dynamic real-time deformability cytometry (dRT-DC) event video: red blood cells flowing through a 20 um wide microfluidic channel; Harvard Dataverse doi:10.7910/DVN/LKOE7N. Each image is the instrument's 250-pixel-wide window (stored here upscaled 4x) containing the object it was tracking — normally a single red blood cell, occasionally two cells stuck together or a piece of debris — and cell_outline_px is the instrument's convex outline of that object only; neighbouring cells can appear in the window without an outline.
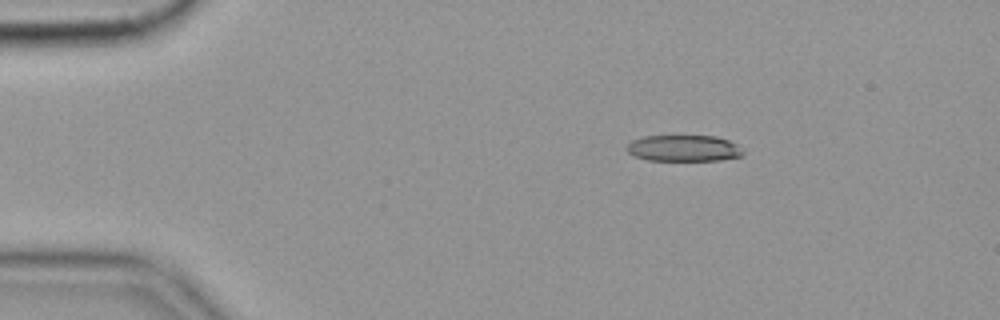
{"species": "common noctule bat (a hibernating species)", "species_latin": "Nyctalus noctula", "temperature_condition": "cold", "stored_images_in_passage": 48, "camera_frame_rate_fps": 3000, "um_per_image_px": 0.085, "animal": {"sex": "female", "body_mass_g": 19.9}, "frame": {"image": 1, "passage_image": 1, "time_ms": 0.0, "image_size_px": [1000, 320], "cell_outline_px": [[744, 152], [740, 156], [720, 160], [648, 160], [636, 156], [628, 152], [624, 148], [632, 140], [644, 136], [716, 136], [728, 140], [736, 144]], "centroid_in_image_um": [58.09, 12.59], "position_along_channel_um": 26.9, "area_um2": 17.69}}
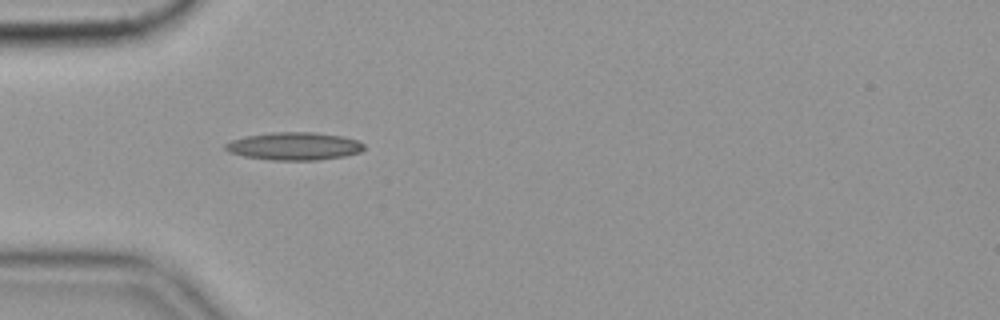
{"frame": {"image": 2, "passage_image": 9, "time_ms": 2.667, "image_size_px": [1000, 320], "cell_outline_px": [[364, 148], [360, 152], [344, 156], [316, 160], [272, 160], [244, 156], [228, 152], [224, 148], [224, 144], [232, 140], [248, 136], [272, 132], [312, 132], [340, 136], [356, 140], [364, 144]], "centroid_in_image_um": [24.98, 12.43], "position_along_channel_um": 60.0, "area_um2": 22.25}}
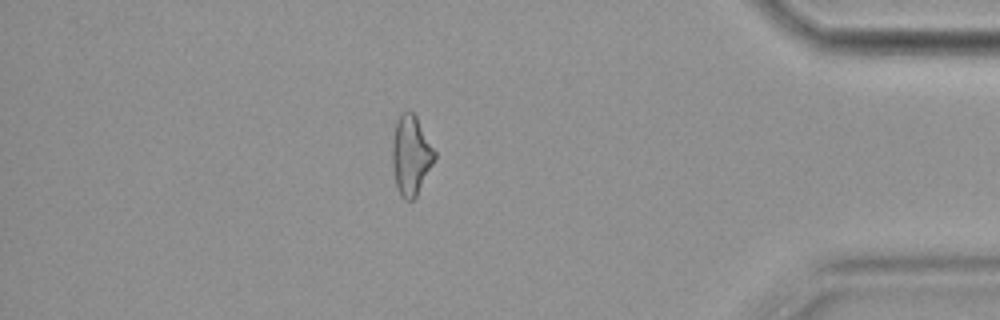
{"frame": {"image": 3, "passage_image": 41, "time_ms": 13.333, "image_size_px": [1000, 320], "cell_outline_px": [[436, 156], [416, 196], [412, 200], [404, 200], [400, 196], [396, 184], [392, 168], [392, 140], [396, 120], [408, 108], [416, 116], [436, 152]], "centroid_in_image_um": [34.91, 13.18], "position_along_channel_um": 400.3, "area_um2": 19.54}, "authors_computed_cell_mechanics": {"area_um2": 19.7098, "velocity_mm_per_s": 3.5524, "shape_relaxation_time_tau1_ms": null, "shape_relaxation_time_tau2_ms": 3.5623, "deformation_change_tau1": null, "deformation_change_tau2": 0.1445}}